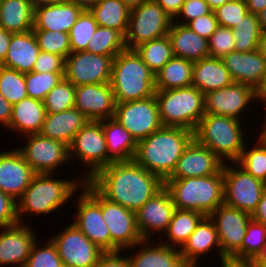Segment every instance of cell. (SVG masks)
I'll return each mask as SVG.
<instances>
[{
	"label": "cell",
	"instance_id": "cell-52",
	"mask_svg": "<svg viewBox=\"0 0 266 267\" xmlns=\"http://www.w3.org/2000/svg\"><path fill=\"white\" fill-rule=\"evenodd\" d=\"M65 59L57 54L40 51L32 71L64 73Z\"/></svg>",
	"mask_w": 266,
	"mask_h": 267
},
{
	"label": "cell",
	"instance_id": "cell-64",
	"mask_svg": "<svg viewBox=\"0 0 266 267\" xmlns=\"http://www.w3.org/2000/svg\"><path fill=\"white\" fill-rule=\"evenodd\" d=\"M266 60V31H262L257 49Z\"/></svg>",
	"mask_w": 266,
	"mask_h": 267
},
{
	"label": "cell",
	"instance_id": "cell-68",
	"mask_svg": "<svg viewBox=\"0 0 266 267\" xmlns=\"http://www.w3.org/2000/svg\"><path fill=\"white\" fill-rule=\"evenodd\" d=\"M262 31H266V8L257 14Z\"/></svg>",
	"mask_w": 266,
	"mask_h": 267
},
{
	"label": "cell",
	"instance_id": "cell-58",
	"mask_svg": "<svg viewBox=\"0 0 266 267\" xmlns=\"http://www.w3.org/2000/svg\"><path fill=\"white\" fill-rule=\"evenodd\" d=\"M251 217L253 220L266 225V189Z\"/></svg>",
	"mask_w": 266,
	"mask_h": 267
},
{
	"label": "cell",
	"instance_id": "cell-8",
	"mask_svg": "<svg viewBox=\"0 0 266 267\" xmlns=\"http://www.w3.org/2000/svg\"><path fill=\"white\" fill-rule=\"evenodd\" d=\"M69 159L81 161L87 171L84 181H89L100 169L109 166L114 161L108 156L105 135L101 120H89L74 136L68 146Z\"/></svg>",
	"mask_w": 266,
	"mask_h": 267
},
{
	"label": "cell",
	"instance_id": "cell-43",
	"mask_svg": "<svg viewBox=\"0 0 266 267\" xmlns=\"http://www.w3.org/2000/svg\"><path fill=\"white\" fill-rule=\"evenodd\" d=\"M266 243V225L250 220L241 248L232 256L237 259L254 260Z\"/></svg>",
	"mask_w": 266,
	"mask_h": 267
},
{
	"label": "cell",
	"instance_id": "cell-13",
	"mask_svg": "<svg viewBox=\"0 0 266 267\" xmlns=\"http://www.w3.org/2000/svg\"><path fill=\"white\" fill-rule=\"evenodd\" d=\"M23 137H27L26 143L17 150L36 174H54L57 168L70 162L69 148L65 143L44 137L40 133Z\"/></svg>",
	"mask_w": 266,
	"mask_h": 267
},
{
	"label": "cell",
	"instance_id": "cell-26",
	"mask_svg": "<svg viewBox=\"0 0 266 267\" xmlns=\"http://www.w3.org/2000/svg\"><path fill=\"white\" fill-rule=\"evenodd\" d=\"M217 248L221 260V247L217 235V229L209 216H205L189 236L187 242L180 249L181 256L189 267H198L200 256ZM198 262V263H197Z\"/></svg>",
	"mask_w": 266,
	"mask_h": 267
},
{
	"label": "cell",
	"instance_id": "cell-16",
	"mask_svg": "<svg viewBox=\"0 0 266 267\" xmlns=\"http://www.w3.org/2000/svg\"><path fill=\"white\" fill-rule=\"evenodd\" d=\"M101 213L110 232L111 251L134 249L143 240L137 228L136 212L101 195Z\"/></svg>",
	"mask_w": 266,
	"mask_h": 267
},
{
	"label": "cell",
	"instance_id": "cell-70",
	"mask_svg": "<svg viewBox=\"0 0 266 267\" xmlns=\"http://www.w3.org/2000/svg\"><path fill=\"white\" fill-rule=\"evenodd\" d=\"M261 102H263L264 103V105L266 106V97H264L261 101H260V103ZM266 108V107H265ZM266 115V114H265ZM263 130L261 131V134H260V136H262V137H265L266 138V119H265V121H264V124H263Z\"/></svg>",
	"mask_w": 266,
	"mask_h": 267
},
{
	"label": "cell",
	"instance_id": "cell-69",
	"mask_svg": "<svg viewBox=\"0 0 266 267\" xmlns=\"http://www.w3.org/2000/svg\"><path fill=\"white\" fill-rule=\"evenodd\" d=\"M259 100L261 101L264 97H266V74L263 80V84L261 88L257 91Z\"/></svg>",
	"mask_w": 266,
	"mask_h": 267
},
{
	"label": "cell",
	"instance_id": "cell-62",
	"mask_svg": "<svg viewBox=\"0 0 266 267\" xmlns=\"http://www.w3.org/2000/svg\"><path fill=\"white\" fill-rule=\"evenodd\" d=\"M82 7L84 10H89L92 6H95L99 0H67Z\"/></svg>",
	"mask_w": 266,
	"mask_h": 267
},
{
	"label": "cell",
	"instance_id": "cell-42",
	"mask_svg": "<svg viewBox=\"0 0 266 267\" xmlns=\"http://www.w3.org/2000/svg\"><path fill=\"white\" fill-rule=\"evenodd\" d=\"M0 93L11 105L27 98L25 73L0 65Z\"/></svg>",
	"mask_w": 266,
	"mask_h": 267
},
{
	"label": "cell",
	"instance_id": "cell-50",
	"mask_svg": "<svg viewBox=\"0 0 266 267\" xmlns=\"http://www.w3.org/2000/svg\"><path fill=\"white\" fill-rule=\"evenodd\" d=\"M235 39L231 28L218 26L208 39L209 55L213 58H223L235 51Z\"/></svg>",
	"mask_w": 266,
	"mask_h": 267
},
{
	"label": "cell",
	"instance_id": "cell-45",
	"mask_svg": "<svg viewBox=\"0 0 266 267\" xmlns=\"http://www.w3.org/2000/svg\"><path fill=\"white\" fill-rule=\"evenodd\" d=\"M97 27L94 16L89 10H84L69 32L71 52L86 51Z\"/></svg>",
	"mask_w": 266,
	"mask_h": 267
},
{
	"label": "cell",
	"instance_id": "cell-38",
	"mask_svg": "<svg viewBox=\"0 0 266 267\" xmlns=\"http://www.w3.org/2000/svg\"><path fill=\"white\" fill-rule=\"evenodd\" d=\"M134 50L154 74H157L174 56L168 34L145 42Z\"/></svg>",
	"mask_w": 266,
	"mask_h": 267
},
{
	"label": "cell",
	"instance_id": "cell-30",
	"mask_svg": "<svg viewBox=\"0 0 266 267\" xmlns=\"http://www.w3.org/2000/svg\"><path fill=\"white\" fill-rule=\"evenodd\" d=\"M168 36L174 56L193 62L210 57L208 40L192 31L187 25L173 21Z\"/></svg>",
	"mask_w": 266,
	"mask_h": 267
},
{
	"label": "cell",
	"instance_id": "cell-2",
	"mask_svg": "<svg viewBox=\"0 0 266 267\" xmlns=\"http://www.w3.org/2000/svg\"><path fill=\"white\" fill-rule=\"evenodd\" d=\"M193 138L192 130L163 126L137 142L133 160L165 181L174 171L184 149Z\"/></svg>",
	"mask_w": 266,
	"mask_h": 267
},
{
	"label": "cell",
	"instance_id": "cell-1",
	"mask_svg": "<svg viewBox=\"0 0 266 267\" xmlns=\"http://www.w3.org/2000/svg\"><path fill=\"white\" fill-rule=\"evenodd\" d=\"M104 198L137 212L164 187V181L134 160L117 161L88 181Z\"/></svg>",
	"mask_w": 266,
	"mask_h": 267
},
{
	"label": "cell",
	"instance_id": "cell-21",
	"mask_svg": "<svg viewBox=\"0 0 266 267\" xmlns=\"http://www.w3.org/2000/svg\"><path fill=\"white\" fill-rule=\"evenodd\" d=\"M74 107L92 121L113 118L116 101L111 84H85L77 86Z\"/></svg>",
	"mask_w": 266,
	"mask_h": 267
},
{
	"label": "cell",
	"instance_id": "cell-25",
	"mask_svg": "<svg viewBox=\"0 0 266 267\" xmlns=\"http://www.w3.org/2000/svg\"><path fill=\"white\" fill-rule=\"evenodd\" d=\"M83 11L69 1L39 6L34 9L33 30L69 33Z\"/></svg>",
	"mask_w": 266,
	"mask_h": 267
},
{
	"label": "cell",
	"instance_id": "cell-67",
	"mask_svg": "<svg viewBox=\"0 0 266 267\" xmlns=\"http://www.w3.org/2000/svg\"><path fill=\"white\" fill-rule=\"evenodd\" d=\"M121 1L124 3L126 7L132 10L148 0H121Z\"/></svg>",
	"mask_w": 266,
	"mask_h": 267
},
{
	"label": "cell",
	"instance_id": "cell-18",
	"mask_svg": "<svg viewBox=\"0 0 266 267\" xmlns=\"http://www.w3.org/2000/svg\"><path fill=\"white\" fill-rule=\"evenodd\" d=\"M258 93L246 84L233 82L221 89L205 94V114L239 118L251 101L258 100Z\"/></svg>",
	"mask_w": 266,
	"mask_h": 267
},
{
	"label": "cell",
	"instance_id": "cell-17",
	"mask_svg": "<svg viewBox=\"0 0 266 267\" xmlns=\"http://www.w3.org/2000/svg\"><path fill=\"white\" fill-rule=\"evenodd\" d=\"M209 217L217 229L221 259L232 257L242 246L251 214L223 203Z\"/></svg>",
	"mask_w": 266,
	"mask_h": 267
},
{
	"label": "cell",
	"instance_id": "cell-10",
	"mask_svg": "<svg viewBox=\"0 0 266 267\" xmlns=\"http://www.w3.org/2000/svg\"><path fill=\"white\" fill-rule=\"evenodd\" d=\"M81 188L83 193L76 199L78 213L72 223L104 252L111 251L110 232L101 213V194L88 181Z\"/></svg>",
	"mask_w": 266,
	"mask_h": 267
},
{
	"label": "cell",
	"instance_id": "cell-27",
	"mask_svg": "<svg viewBox=\"0 0 266 267\" xmlns=\"http://www.w3.org/2000/svg\"><path fill=\"white\" fill-rule=\"evenodd\" d=\"M40 53L33 30L24 33H12L3 67L22 73L31 72Z\"/></svg>",
	"mask_w": 266,
	"mask_h": 267
},
{
	"label": "cell",
	"instance_id": "cell-61",
	"mask_svg": "<svg viewBox=\"0 0 266 267\" xmlns=\"http://www.w3.org/2000/svg\"><path fill=\"white\" fill-rule=\"evenodd\" d=\"M245 1L249 13L257 15L264 8H266V0H245Z\"/></svg>",
	"mask_w": 266,
	"mask_h": 267
},
{
	"label": "cell",
	"instance_id": "cell-6",
	"mask_svg": "<svg viewBox=\"0 0 266 267\" xmlns=\"http://www.w3.org/2000/svg\"><path fill=\"white\" fill-rule=\"evenodd\" d=\"M240 121L228 116L205 114L194 131V138L211 149L223 163L227 160L235 163L246 144L244 124Z\"/></svg>",
	"mask_w": 266,
	"mask_h": 267
},
{
	"label": "cell",
	"instance_id": "cell-48",
	"mask_svg": "<svg viewBox=\"0 0 266 267\" xmlns=\"http://www.w3.org/2000/svg\"><path fill=\"white\" fill-rule=\"evenodd\" d=\"M37 241L38 239L31 248L30 255L26 262L27 267H65L58 255L55 244L50 238L43 247H41Z\"/></svg>",
	"mask_w": 266,
	"mask_h": 267
},
{
	"label": "cell",
	"instance_id": "cell-66",
	"mask_svg": "<svg viewBox=\"0 0 266 267\" xmlns=\"http://www.w3.org/2000/svg\"><path fill=\"white\" fill-rule=\"evenodd\" d=\"M207 4L209 5L210 9L212 11L216 10L218 7H221L225 3L231 1V0H205Z\"/></svg>",
	"mask_w": 266,
	"mask_h": 267
},
{
	"label": "cell",
	"instance_id": "cell-51",
	"mask_svg": "<svg viewBox=\"0 0 266 267\" xmlns=\"http://www.w3.org/2000/svg\"><path fill=\"white\" fill-rule=\"evenodd\" d=\"M212 10L205 0H185L181 11L174 18L175 23L186 25L189 21L196 19L200 16L209 14ZM179 18L184 19L178 21ZM178 19V20H177Z\"/></svg>",
	"mask_w": 266,
	"mask_h": 267
},
{
	"label": "cell",
	"instance_id": "cell-49",
	"mask_svg": "<svg viewBox=\"0 0 266 267\" xmlns=\"http://www.w3.org/2000/svg\"><path fill=\"white\" fill-rule=\"evenodd\" d=\"M214 13L220 26L232 29L249 12L245 0H231L214 10Z\"/></svg>",
	"mask_w": 266,
	"mask_h": 267
},
{
	"label": "cell",
	"instance_id": "cell-44",
	"mask_svg": "<svg viewBox=\"0 0 266 267\" xmlns=\"http://www.w3.org/2000/svg\"><path fill=\"white\" fill-rule=\"evenodd\" d=\"M76 87L63 78L52 88L44 99L46 113H59L73 108L75 105Z\"/></svg>",
	"mask_w": 266,
	"mask_h": 267
},
{
	"label": "cell",
	"instance_id": "cell-7",
	"mask_svg": "<svg viewBox=\"0 0 266 267\" xmlns=\"http://www.w3.org/2000/svg\"><path fill=\"white\" fill-rule=\"evenodd\" d=\"M155 96L164 127H180L194 132L205 115V95L192 85L156 90Z\"/></svg>",
	"mask_w": 266,
	"mask_h": 267
},
{
	"label": "cell",
	"instance_id": "cell-12",
	"mask_svg": "<svg viewBox=\"0 0 266 267\" xmlns=\"http://www.w3.org/2000/svg\"><path fill=\"white\" fill-rule=\"evenodd\" d=\"M135 139H145L163 127L156 96L116 103L114 117Z\"/></svg>",
	"mask_w": 266,
	"mask_h": 267
},
{
	"label": "cell",
	"instance_id": "cell-31",
	"mask_svg": "<svg viewBox=\"0 0 266 267\" xmlns=\"http://www.w3.org/2000/svg\"><path fill=\"white\" fill-rule=\"evenodd\" d=\"M44 102L27 97L12 105V117L9 123L11 131L21 136L40 133L46 117Z\"/></svg>",
	"mask_w": 266,
	"mask_h": 267
},
{
	"label": "cell",
	"instance_id": "cell-36",
	"mask_svg": "<svg viewBox=\"0 0 266 267\" xmlns=\"http://www.w3.org/2000/svg\"><path fill=\"white\" fill-rule=\"evenodd\" d=\"M89 11L98 26L113 28L126 35L131 10L121 0H99Z\"/></svg>",
	"mask_w": 266,
	"mask_h": 267
},
{
	"label": "cell",
	"instance_id": "cell-29",
	"mask_svg": "<svg viewBox=\"0 0 266 267\" xmlns=\"http://www.w3.org/2000/svg\"><path fill=\"white\" fill-rule=\"evenodd\" d=\"M148 241L150 240H142L137 244L140 247L142 245L137 254L127 256L129 267H189L183 260L180 249L161 242L151 246L153 243Z\"/></svg>",
	"mask_w": 266,
	"mask_h": 267
},
{
	"label": "cell",
	"instance_id": "cell-55",
	"mask_svg": "<svg viewBox=\"0 0 266 267\" xmlns=\"http://www.w3.org/2000/svg\"><path fill=\"white\" fill-rule=\"evenodd\" d=\"M122 253L123 250L103 252L94 267H129L128 257Z\"/></svg>",
	"mask_w": 266,
	"mask_h": 267
},
{
	"label": "cell",
	"instance_id": "cell-53",
	"mask_svg": "<svg viewBox=\"0 0 266 267\" xmlns=\"http://www.w3.org/2000/svg\"><path fill=\"white\" fill-rule=\"evenodd\" d=\"M17 223V201L0 190V229Z\"/></svg>",
	"mask_w": 266,
	"mask_h": 267
},
{
	"label": "cell",
	"instance_id": "cell-57",
	"mask_svg": "<svg viewBox=\"0 0 266 267\" xmlns=\"http://www.w3.org/2000/svg\"><path fill=\"white\" fill-rule=\"evenodd\" d=\"M11 117L12 105L0 93V125L8 129Z\"/></svg>",
	"mask_w": 266,
	"mask_h": 267
},
{
	"label": "cell",
	"instance_id": "cell-15",
	"mask_svg": "<svg viewBox=\"0 0 266 267\" xmlns=\"http://www.w3.org/2000/svg\"><path fill=\"white\" fill-rule=\"evenodd\" d=\"M51 241L55 244L65 267H94L104 252L73 223L51 237Z\"/></svg>",
	"mask_w": 266,
	"mask_h": 267
},
{
	"label": "cell",
	"instance_id": "cell-35",
	"mask_svg": "<svg viewBox=\"0 0 266 267\" xmlns=\"http://www.w3.org/2000/svg\"><path fill=\"white\" fill-rule=\"evenodd\" d=\"M193 66V61L173 56L155 74V89L170 90L191 86L193 81Z\"/></svg>",
	"mask_w": 266,
	"mask_h": 267
},
{
	"label": "cell",
	"instance_id": "cell-63",
	"mask_svg": "<svg viewBox=\"0 0 266 267\" xmlns=\"http://www.w3.org/2000/svg\"><path fill=\"white\" fill-rule=\"evenodd\" d=\"M35 9L39 6L54 4L56 2H66L67 0H27Z\"/></svg>",
	"mask_w": 266,
	"mask_h": 267
},
{
	"label": "cell",
	"instance_id": "cell-20",
	"mask_svg": "<svg viewBox=\"0 0 266 267\" xmlns=\"http://www.w3.org/2000/svg\"><path fill=\"white\" fill-rule=\"evenodd\" d=\"M224 163L215 153L195 138L184 149L172 174L167 179L204 177L219 173Z\"/></svg>",
	"mask_w": 266,
	"mask_h": 267
},
{
	"label": "cell",
	"instance_id": "cell-9",
	"mask_svg": "<svg viewBox=\"0 0 266 267\" xmlns=\"http://www.w3.org/2000/svg\"><path fill=\"white\" fill-rule=\"evenodd\" d=\"M173 20L155 0L143 2L130 12L126 48L134 50L145 42L167 35Z\"/></svg>",
	"mask_w": 266,
	"mask_h": 267
},
{
	"label": "cell",
	"instance_id": "cell-71",
	"mask_svg": "<svg viewBox=\"0 0 266 267\" xmlns=\"http://www.w3.org/2000/svg\"><path fill=\"white\" fill-rule=\"evenodd\" d=\"M254 267H266V265H263V264H254Z\"/></svg>",
	"mask_w": 266,
	"mask_h": 267
},
{
	"label": "cell",
	"instance_id": "cell-41",
	"mask_svg": "<svg viewBox=\"0 0 266 267\" xmlns=\"http://www.w3.org/2000/svg\"><path fill=\"white\" fill-rule=\"evenodd\" d=\"M258 139L251 149H247L248 144H245L236 163L247 173L266 183V138L259 135Z\"/></svg>",
	"mask_w": 266,
	"mask_h": 267
},
{
	"label": "cell",
	"instance_id": "cell-33",
	"mask_svg": "<svg viewBox=\"0 0 266 267\" xmlns=\"http://www.w3.org/2000/svg\"><path fill=\"white\" fill-rule=\"evenodd\" d=\"M107 144L108 156L114 161H130L134 159L137 142L131 134L115 119L101 120Z\"/></svg>",
	"mask_w": 266,
	"mask_h": 267
},
{
	"label": "cell",
	"instance_id": "cell-11",
	"mask_svg": "<svg viewBox=\"0 0 266 267\" xmlns=\"http://www.w3.org/2000/svg\"><path fill=\"white\" fill-rule=\"evenodd\" d=\"M224 163L223 191L224 204L252 215L266 189V183L253 177L241 168Z\"/></svg>",
	"mask_w": 266,
	"mask_h": 267
},
{
	"label": "cell",
	"instance_id": "cell-59",
	"mask_svg": "<svg viewBox=\"0 0 266 267\" xmlns=\"http://www.w3.org/2000/svg\"><path fill=\"white\" fill-rule=\"evenodd\" d=\"M12 32L6 31L0 26V64L4 61L8 52Z\"/></svg>",
	"mask_w": 266,
	"mask_h": 267
},
{
	"label": "cell",
	"instance_id": "cell-32",
	"mask_svg": "<svg viewBox=\"0 0 266 267\" xmlns=\"http://www.w3.org/2000/svg\"><path fill=\"white\" fill-rule=\"evenodd\" d=\"M233 82L222 58L207 57L194 62L192 86L199 89L204 95Z\"/></svg>",
	"mask_w": 266,
	"mask_h": 267
},
{
	"label": "cell",
	"instance_id": "cell-4",
	"mask_svg": "<svg viewBox=\"0 0 266 267\" xmlns=\"http://www.w3.org/2000/svg\"><path fill=\"white\" fill-rule=\"evenodd\" d=\"M116 103L155 95V74L135 50L126 49L112 61L111 81Z\"/></svg>",
	"mask_w": 266,
	"mask_h": 267
},
{
	"label": "cell",
	"instance_id": "cell-14",
	"mask_svg": "<svg viewBox=\"0 0 266 267\" xmlns=\"http://www.w3.org/2000/svg\"><path fill=\"white\" fill-rule=\"evenodd\" d=\"M113 59L87 51L71 52L65 58L64 78L75 87L110 83Z\"/></svg>",
	"mask_w": 266,
	"mask_h": 267
},
{
	"label": "cell",
	"instance_id": "cell-46",
	"mask_svg": "<svg viewBox=\"0 0 266 267\" xmlns=\"http://www.w3.org/2000/svg\"><path fill=\"white\" fill-rule=\"evenodd\" d=\"M64 73L35 72L25 73L26 90L28 97L44 101L48 92L62 79Z\"/></svg>",
	"mask_w": 266,
	"mask_h": 267
},
{
	"label": "cell",
	"instance_id": "cell-60",
	"mask_svg": "<svg viewBox=\"0 0 266 267\" xmlns=\"http://www.w3.org/2000/svg\"><path fill=\"white\" fill-rule=\"evenodd\" d=\"M221 267H254L253 260L225 257L220 260Z\"/></svg>",
	"mask_w": 266,
	"mask_h": 267
},
{
	"label": "cell",
	"instance_id": "cell-24",
	"mask_svg": "<svg viewBox=\"0 0 266 267\" xmlns=\"http://www.w3.org/2000/svg\"><path fill=\"white\" fill-rule=\"evenodd\" d=\"M234 82L246 84L258 91L266 74V60L258 50L232 51L222 58Z\"/></svg>",
	"mask_w": 266,
	"mask_h": 267
},
{
	"label": "cell",
	"instance_id": "cell-47",
	"mask_svg": "<svg viewBox=\"0 0 266 267\" xmlns=\"http://www.w3.org/2000/svg\"><path fill=\"white\" fill-rule=\"evenodd\" d=\"M40 51L57 54L64 59L71 53L69 33L33 30Z\"/></svg>",
	"mask_w": 266,
	"mask_h": 267
},
{
	"label": "cell",
	"instance_id": "cell-39",
	"mask_svg": "<svg viewBox=\"0 0 266 267\" xmlns=\"http://www.w3.org/2000/svg\"><path fill=\"white\" fill-rule=\"evenodd\" d=\"M126 49L125 36L120 31L98 26L89 40L86 51L114 58Z\"/></svg>",
	"mask_w": 266,
	"mask_h": 267
},
{
	"label": "cell",
	"instance_id": "cell-72",
	"mask_svg": "<svg viewBox=\"0 0 266 267\" xmlns=\"http://www.w3.org/2000/svg\"><path fill=\"white\" fill-rule=\"evenodd\" d=\"M12 267V266H11ZM15 267H27L26 264L25 265H17Z\"/></svg>",
	"mask_w": 266,
	"mask_h": 267
},
{
	"label": "cell",
	"instance_id": "cell-34",
	"mask_svg": "<svg viewBox=\"0 0 266 267\" xmlns=\"http://www.w3.org/2000/svg\"><path fill=\"white\" fill-rule=\"evenodd\" d=\"M34 8L27 0H0V26L12 33L33 30Z\"/></svg>",
	"mask_w": 266,
	"mask_h": 267
},
{
	"label": "cell",
	"instance_id": "cell-65",
	"mask_svg": "<svg viewBox=\"0 0 266 267\" xmlns=\"http://www.w3.org/2000/svg\"><path fill=\"white\" fill-rule=\"evenodd\" d=\"M254 264H263L266 265V243L262 247L261 252L253 260Z\"/></svg>",
	"mask_w": 266,
	"mask_h": 267
},
{
	"label": "cell",
	"instance_id": "cell-19",
	"mask_svg": "<svg viewBox=\"0 0 266 267\" xmlns=\"http://www.w3.org/2000/svg\"><path fill=\"white\" fill-rule=\"evenodd\" d=\"M175 210L170 192L163 187L136 212V224L142 239L148 240L158 232L164 234Z\"/></svg>",
	"mask_w": 266,
	"mask_h": 267
},
{
	"label": "cell",
	"instance_id": "cell-28",
	"mask_svg": "<svg viewBox=\"0 0 266 267\" xmlns=\"http://www.w3.org/2000/svg\"><path fill=\"white\" fill-rule=\"evenodd\" d=\"M88 121L89 119L75 107L59 113H47L40 134L69 146L76 133Z\"/></svg>",
	"mask_w": 266,
	"mask_h": 267
},
{
	"label": "cell",
	"instance_id": "cell-22",
	"mask_svg": "<svg viewBox=\"0 0 266 267\" xmlns=\"http://www.w3.org/2000/svg\"><path fill=\"white\" fill-rule=\"evenodd\" d=\"M36 175L15 149L0 152V190L17 201Z\"/></svg>",
	"mask_w": 266,
	"mask_h": 267
},
{
	"label": "cell",
	"instance_id": "cell-5",
	"mask_svg": "<svg viewBox=\"0 0 266 267\" xmlns=\"http://www.w3.org/2000/svg\"><path fill=\"white\" fill-rule=\"evenodd\" d=\"M176 209L196 211L209 216L224 203L223 169L213 175L183 179H166Z\"/></svg>",
	"mask_w": 266,
	"mask_h": 267
},
{
	"label": "cell",
	"instance_id": "cell-40",
	"mask_svg": "<svg viewBox=\"0 0 266 267\" xmlns=\"http://www.w3.org/2000/svg\"><path fill=\"white\" fill-rule=\"evenodd\" d=\"M235 51L250 52L258 49L262 29L258 16L247 13L233 28Z\"/></svg>",
	"mask_w": 266,
	"mask_h": 267
},
{
	"label": "cell",
	"instance_id": "cell-23",
	"mask_svg": "<svg viewBox=\"0 0 266 267\" xmlns=\"http://www.w3.org/2000/svg\"><path fill=\"white\" fill-rule=\"evenodd\" d=\"M2 229L0 235V265H25L37 236H35L29 224L17 223Z\"/></svg>",
	"mask_w": 266,
	"mask_h": 267
},
{
	"label": "cell",
	"instance_id": "cell-56",
	"mask_svg": "<svg viewBox=\"0 0 266 267\" xmlns=\"http://www.w3.org/2000/svg\"><path fill=\"white\" fill-rule=\"evenodd\" d=\"M162 9L174 19L181 11L185 0H155Z\"/></svg>",
	"mask_w": 266,
	"mask_h": 267
},
{
	"label": "cell",
	"instance_id": "cell-54",
	"mask_svg": "<svg viewBox=\"0 0 266 267\" xmlns=\"http://www.w3.org/2000/svg\"><path fill=\"white\" fill-rule=\"evenodd\" d=\"M192 31L205 39H209L219 26L214 11L189 21L186 24Z\"/></svg>",
	"mask_w": 266,
	"mask_h": 267
},
{
	"label": "cell",
	"instance_id": "cell-3",
	"mask_svg": "<svg viewBox=\"0 0 266 267\" xmlns=\"http://www.w3.org/2000/svg\"><path fill=\"white\" fill-rule=\"evenodd\" d=\"M53 173L36 174L22 196L17 200V217L19 223L22 216L50 215L75 196L82 187L83 178L57 179Z\"/></svg>",
	"mask_w": 266,
	"mask_h": 267
},
{
	"label": "cell",
	"instance_id": "cell-37",
	"mask_svg": "<svg viewBox=\"0 0 266 267\" xmlns=\"http://www.w3.org/2000/svg\"><path fill=\"white\" fill-rule=\"evenodd\" d=\"M204 217L196 211L176 209L165 232L170 243L166 239L163 243L173 248L179 246L181 249Z\"/></svg>",
	"mask_w": 266,
	"mask_h": 267
}]
</instances>
